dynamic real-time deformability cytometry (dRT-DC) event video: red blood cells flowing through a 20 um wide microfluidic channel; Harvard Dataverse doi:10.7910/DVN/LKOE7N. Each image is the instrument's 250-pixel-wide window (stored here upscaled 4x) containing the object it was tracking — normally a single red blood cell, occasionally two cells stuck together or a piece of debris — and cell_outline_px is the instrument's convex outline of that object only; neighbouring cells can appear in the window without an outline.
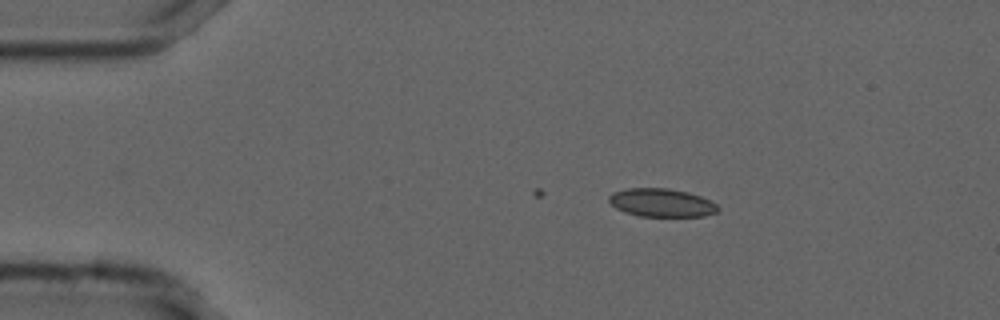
{"species": "common noctule bat (a hibernating species)", "species_latin": "Nyctalus noctula", "temperature_condition": "cold", "stored_images_in_passage": 14, "camera_frame_rate_fps": 3000, "um_per_image_px": 0.085, "animal": {"sex": "male", "forearm_length_mm": 52.5}, "frame": {"image": 1, "passage_image": 1, "time_ms": 0.0, "image_size_px": [1000, 320], "cell_outline_px": [[720, 208], [716, 212], [704, 216], [640, 216], [624, 212], [616, 208], [608, 200], [608, 196], [612, 192], [628, 188], [668, 188], [688, 192], [700, 196], [716, 204]], "centroid_in_image_um": [56.21, 17.22], "position_along_channel_um": 28.8, "area_um2": 17.92}}
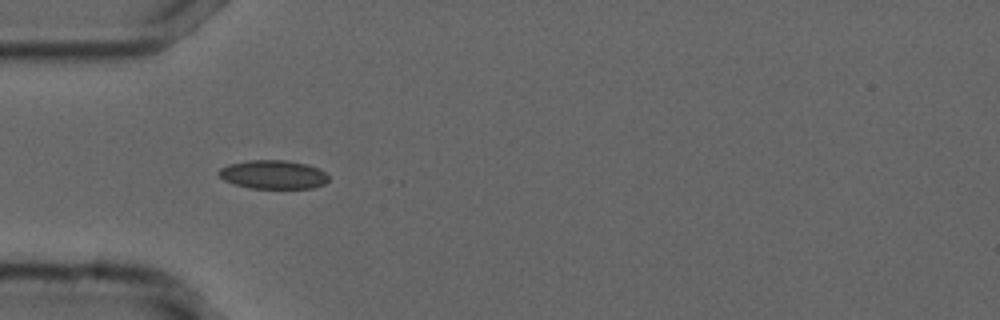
{"frame": {"image": 2, "passage_image": 8, "time_ms": 2.333, "image_size_px": [1000, 320], "cell_outline_px": [[328, 180], [324, 184], [312, 188], [252, 188], [236, 184], [224, 180], [216, 172], [220, 168], [228, 164], [248, 160], [288, 160], [308, 164], [320, 168], [328, 176]], "centroid_in_image_um": [23.23, 14.82], "position_along_channel_um": 61.8, "area_um2": 18.44}}
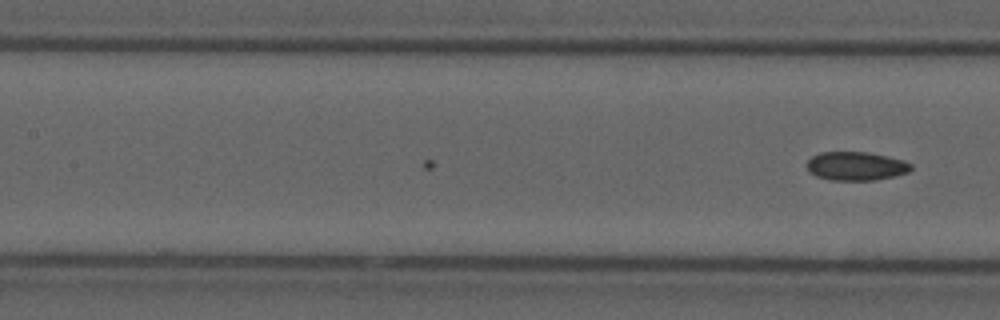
{"frame": {"image": 3, "passage_image": 14, "time_ms": 4.333, "image_size_px": [1000, 320], "cell_outline_px": [[912, 168], [908, 172], [896, 176], [876, 180], [832, 180], [816, 176], [808, 172], [808, 160], [812, 156], [820, 152], [868, 152], [904, 160], [912, 164]], "centroid_in_image_um": [72.78, 14.12], "position_along_channel_um": 134.6, "area_um2": 17.46}}